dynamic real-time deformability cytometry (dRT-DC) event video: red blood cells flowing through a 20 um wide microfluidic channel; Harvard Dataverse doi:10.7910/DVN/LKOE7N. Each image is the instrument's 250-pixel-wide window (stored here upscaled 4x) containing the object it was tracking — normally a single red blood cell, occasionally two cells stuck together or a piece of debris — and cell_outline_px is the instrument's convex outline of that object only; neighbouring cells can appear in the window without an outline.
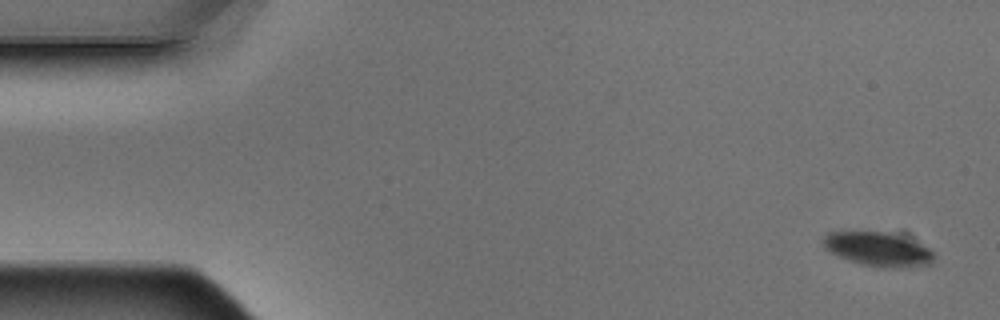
{"species": "Egyptian fruit bat (a non-hibernating species)", "species_latin": "Rousettus aegyptiacus", "temperature_condition": "warm", "stored_images_in_passage": 4, "camera_frame_rate_fps": 3000, "um_per_image_px": 0.085, "animal": {"sex": "male"}, "frame": {"image": 1, "passage_image": 1, "time_ms": 0.0, "image_size_px": [1000, 320], "cell_outline_px": [[936, 256], [932, 264], [884, 268], [860, 264], [840, 256], [824, 248], [824, 236], [828, 232], [888, 232], [920, 244], [928, 248]], "centroid_in_image_um": [74.64, 21.19], "position_along_channel_um": 10.4, "area_um2": 21.44}}
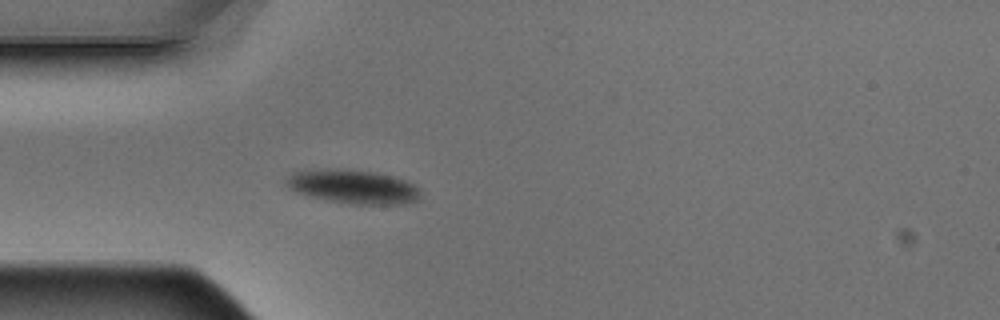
{"frame": {"image": 2, "passage_image": 4, "time_ms": 1.0, "image_size_px": [1000, 320], "cell_outline_px": [[420, 200], [408, 204], [356, 204], [324, 200], [296, 192], [288, 188], [284, 180], [292, 172], [320, 168], [336, 168], [376, 172], [408, 180], [420, 188]], "centroid_in_image_um": [30.03, 15.86], "position_along_channel_um": 55.0, "area_um2": 27.05}}